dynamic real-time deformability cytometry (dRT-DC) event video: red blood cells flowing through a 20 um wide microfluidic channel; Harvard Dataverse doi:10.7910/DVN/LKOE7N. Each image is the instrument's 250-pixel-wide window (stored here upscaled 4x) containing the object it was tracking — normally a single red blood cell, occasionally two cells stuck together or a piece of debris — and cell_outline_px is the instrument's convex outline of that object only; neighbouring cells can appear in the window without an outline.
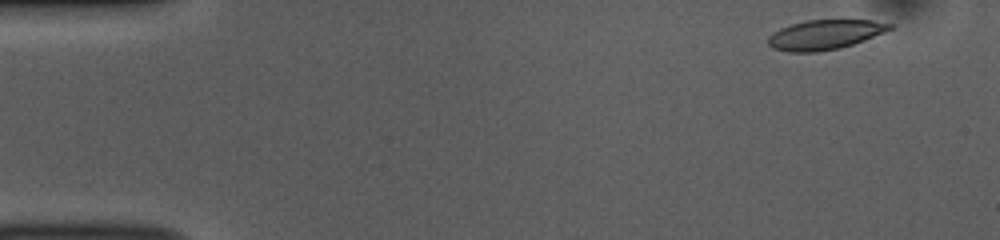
{"species": "common noctule bat (a hibernating species)", "species_latin": "Nyctalus noctula", "temperature_condition": "room temperature", "stored_images_in_passage": 49, "camera_frame_rate_fps": 3000, "um_per_image_px": 0.085, "animal": {"sex": "female", "body_mass_g": 10.0, "forearm_length_mm": 53.1}, "frame": {"image": 1, "passage_image": 1, "time_ms": 0.0, "image_size_px": [1000, 240], "cell_outline_px": [[892, 28], [884, 32], [864, 40], [840, 48], [816, 52], [788, 52], [772, 48], [768, 44], [768, 36], [772, 32], [780, 28], [804, 20], [872, 20], [892, 24]], "centroid_in_image_um": [70.06, 2.95], "position_along_channel_um": 14.9, "area_um2": 20.98}}
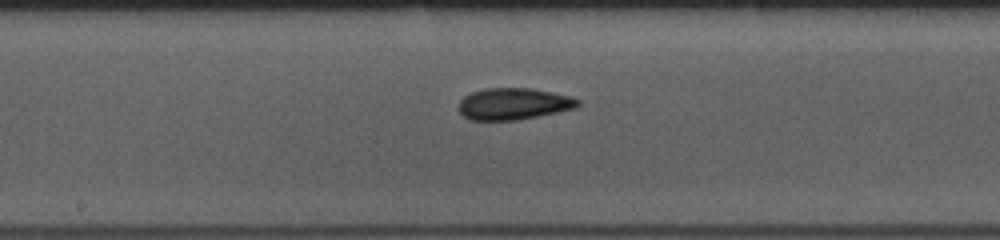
{"frame": {"image": 2, "passage_image": 24, "time_ms": 7.667, "image_size_px": [1000, 240], "cell_outline_px": [[580, 104], [576, 108], [516, 120], [468, 120], [460, 112], [460, 100], [464, 96], [472, 92], [484, 88], [532, 88], [572, 96], [580, 100]], "centroid_in_image_um": [43.66, 8.82], "position_along_channel_um": 204.5, "area_um2": 21.96}}
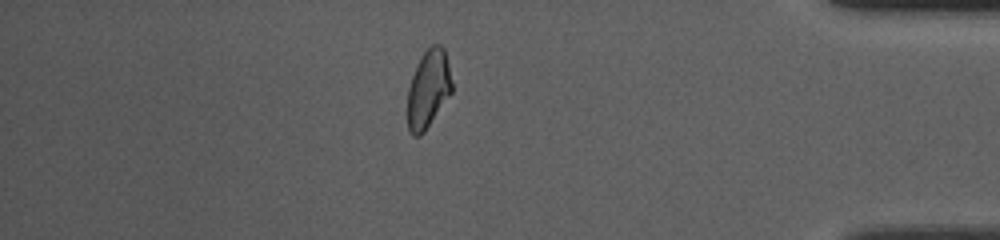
{"frame": {"image": 3, "passage_image": 42, "time_ms": 13.667, "image_size_px": [1000, 240], "cell_outline_px": [[452, 92], [424, 132], [420, 136], [412, 136], [408, 128], [408, 88], [412, 76], [420, 56], [432, 44], [440, 44], [444, 48], [448, 64], [452, 84]], "centroid_in_image_um": [36.4, 7.56], "position_along_channel_um": 398.8, "area_um2": 20.06}, "authors_computed_cell_mechanics": {"area_um2": 21.675, "velocity_mm_per_s": 3.8435, "shape_relaxation_time_tau1_ms": 5.2982, "shape_relaxation_time_tau2_ms": 3.1654, "deformation_change_tau1": 0.1446, "deformation_change_tau2": 0.0873}}